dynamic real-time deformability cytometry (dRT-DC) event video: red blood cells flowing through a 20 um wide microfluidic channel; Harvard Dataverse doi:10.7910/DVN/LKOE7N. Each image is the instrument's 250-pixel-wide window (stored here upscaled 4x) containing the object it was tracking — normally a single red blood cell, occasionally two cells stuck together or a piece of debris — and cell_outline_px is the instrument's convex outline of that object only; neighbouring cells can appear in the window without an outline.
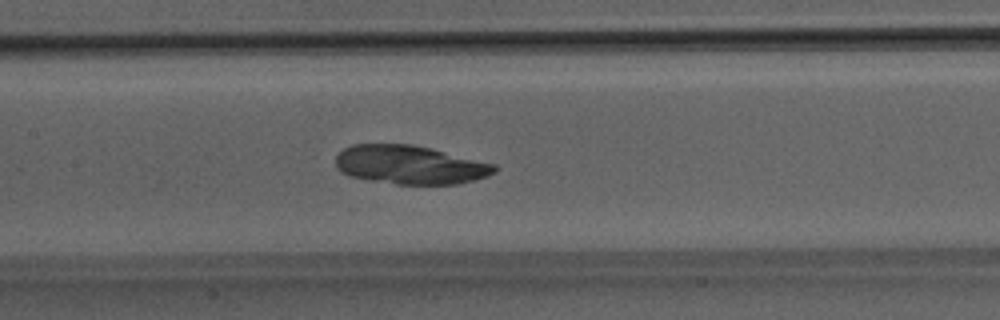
{"species": "Egyptian fruit bat (a non-hibernating species)", "species_latin": "Rousettus aegyptiacus", "temperature_condition": "room temperature", "stored_images_in_passage": 48, "camera_frame_rate_fps": 3000, "um_per_image_px": 0.085, "animal": {"sex": "male"}, "frame": {"image": 1, "passage_image": 25, "time_ms": 8.0, "image_size_px": [1000, 320], "cell_outline_px": [[500, 168], [496, 172], [488, 176], [476, 180], [456, 184], [396, 184], [348, 176], [340, 172], [336, 168], [336, 156], [344, 148], [352, 144], [412, 144], [432, 148], [496, 164]], "centroid_in_image_um": [34.88, 14.0], "position_along_channel_um": 172.5, "area_um2": 36.18}}
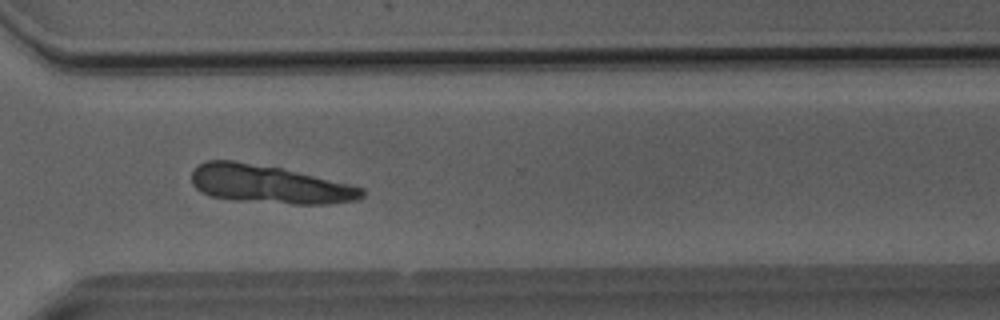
{"frame": {"image": 2, "passage_image": 38, "time_ms": 12.333, "image_size_px": [1000, 320], "cell_outline_px": [[364, 196], [360, 200], [328, 204], [292, 204], [232, 200], [208, 196], [200, 192], [192, 184], [192, 172], [204, 160], [232, 160], [280, 168], [348, 184], [364, 188]], "centroid_in_image_um": [22.86, 15.68], "position_along_channel_um": 347.7, "area_um2": 37.86}}
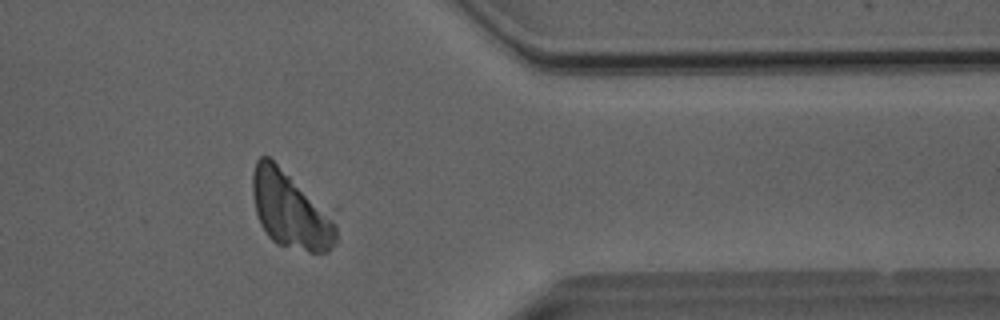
{"frame": {"image": 3, "passage_image": 42, "time_ms": 13.667, "image_size_px": [1000, 320], "cell_outline_px": [[336, 244], [328, 252], [308, 252], [276, 244], [268, 236], [260, 224], [256, 212], [252, 196], [252, 172], [256, 160], [260, 156], [268, 156], [336, 224]], "centroid_in_image_um": [24.59, 17.93], "position_along_channel_um": 386.8, "area_um2": 35.72}}